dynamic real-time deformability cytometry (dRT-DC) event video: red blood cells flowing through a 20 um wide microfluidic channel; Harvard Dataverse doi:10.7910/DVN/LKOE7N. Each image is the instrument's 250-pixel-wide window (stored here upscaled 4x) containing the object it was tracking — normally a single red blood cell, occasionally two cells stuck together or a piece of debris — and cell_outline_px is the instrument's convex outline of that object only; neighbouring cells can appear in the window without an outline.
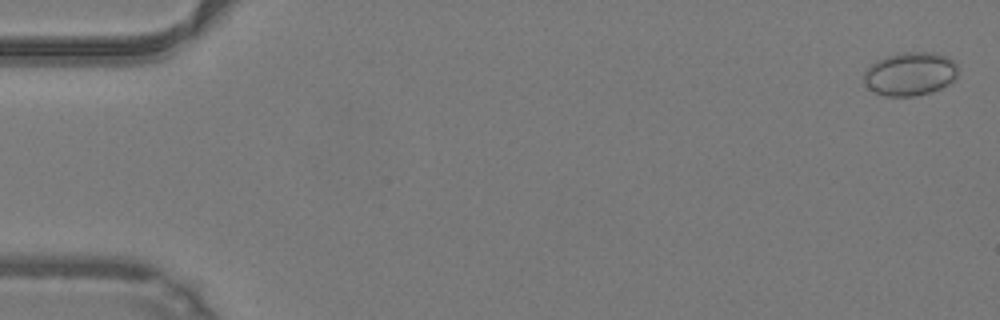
{"species": "common noctule bat (a hibernating species)", "species_latin": "Nyctalus noctula", "temperature_condition": "warm", "stored_images_in_passage": 50, "camera_frame_rate_fps": 3000, "um_per_image_px": 0.085, "animal": {"sex": "male", "body_mass_g": 19.2, "forearm_length_mm": 51.8}, "frame": {"image": 1, "passage_image": 2, "time_ms": 0.333, "image_size_px": [1000, 320], "cell_outline_px": [[956, 80], [940, 88], [916, 96], [884, 96], [868, 88], [864, 80], [864, 72], [876, 60], [888, 56], [904, 52], [932, 52], [948, 56], [956, 64]], "centroid_in_image_um": [77.36, 6.27], "position_along_channel_um": 7.6, "area_um2": 23.7}}
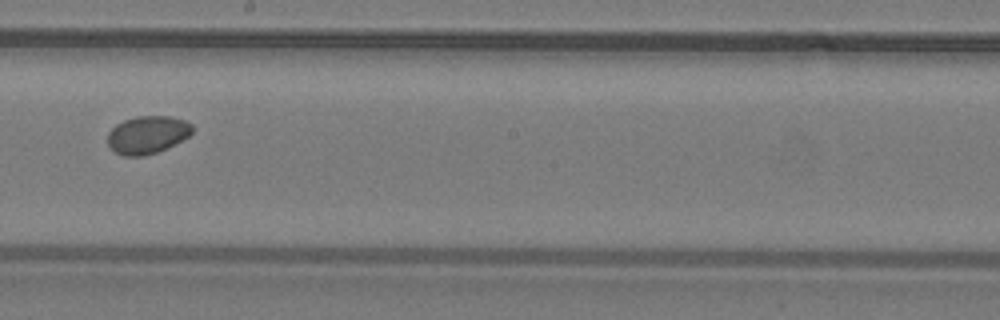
{"frame": {"image": 2, "passage_image": 29, "time_ms": 9.333, "image_size_px": [1000, 320], "cell_outline_px": [[192, 132], [188, 136], [156, 152], [144, 156], [124, 156], [116, 152], [108, 144], [108, 132], [116, 124], [124, 120], [136, 116], [168, 116], [184, 120], [192, 124]], "centroid_in_image_um": [12.5, 11.44], "position_along_channel_um": 235.7, "area_um2": 18.32}}
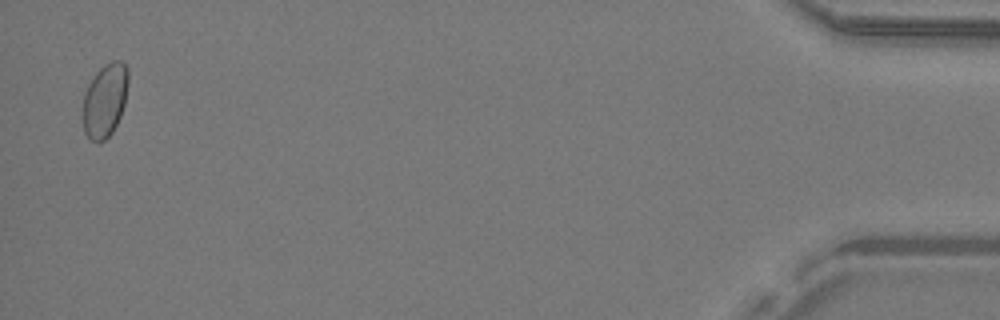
{"frame": {"image": 3, "passage_image": 49, "time_ms": 16.0, "image_size_px": [1000, 320], "cell_outline_px": [[128, 84], [124, 104], [120, 116], [112, 132], [104, 140], [88, 140], [84, 132], [80, 116], [80, 112], [84, 92], [88, 84], [96, 72], [104, 64], [112, 60], [120, 60], [128, 68]], "centroid_in_image_um": [8.86, 8.52], "position_along_channel_um": 426.3, "area_um2": 19.94}}